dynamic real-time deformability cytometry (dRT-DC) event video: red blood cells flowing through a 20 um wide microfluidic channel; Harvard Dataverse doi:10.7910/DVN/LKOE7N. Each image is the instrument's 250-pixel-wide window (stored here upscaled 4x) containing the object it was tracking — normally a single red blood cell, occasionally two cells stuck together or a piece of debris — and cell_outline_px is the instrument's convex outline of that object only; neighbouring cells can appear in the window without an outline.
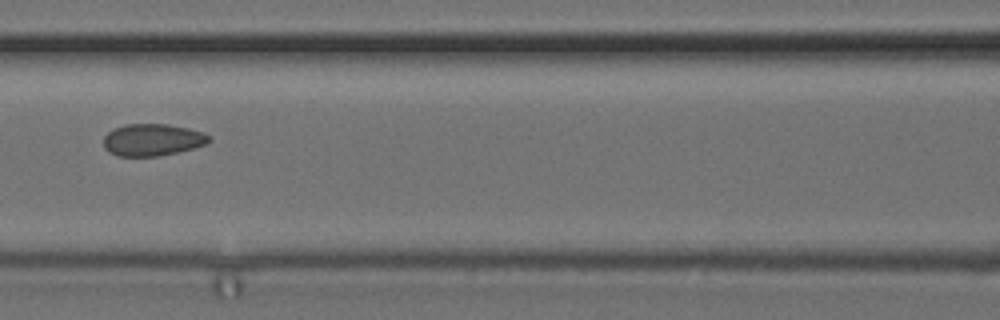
{"species": "common noctule bat (a hibernating species)", "species_latin": "Nyctalus noctula", "temperature_condition": "cold", "stored_images_in_passage": 9, "camera_frame_rate_fps": 3000, "um_per_image_px": 0.085, "animal": {"sex": "female", "body_mass_g": 24.6, "forearm_length_mm": 56.2}, "frame": {"image": 1, "passage_image": 6, "time_ms": 1.667, "image_size_px": [1000, 320], "cell_outline_px": [[212, 140], [208, 144], [160, 156], [116, 156], [108, 152], [104, 148], [104, 136], [108, 132], [124, 124], [168, 124], [188, 128], [204, 132], [212, 136]], "centroid_in_image_um": [12.98, 11.88], "position_along_channel_um": 153.6, "area_um2": 19.88}}
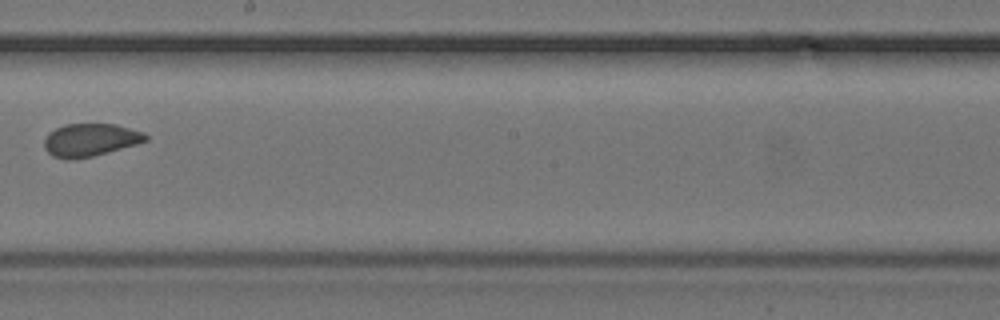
{"frame": {"image": 2, "passage_image": 8, "time_ms": 2.333, "image_size_px": [1000, 320], "cell_outline_px": [[148, 140], [136, 144], [92, 156], [52, 156], [44, 148], [44, 140], [48, 132], [64, 124], [116, 124], [144, 132], [148, 136]], "centroid_in_image_um": [7.7, 11.84], "position_along_channel_um": 240.5, "area_um2": 18.79}}
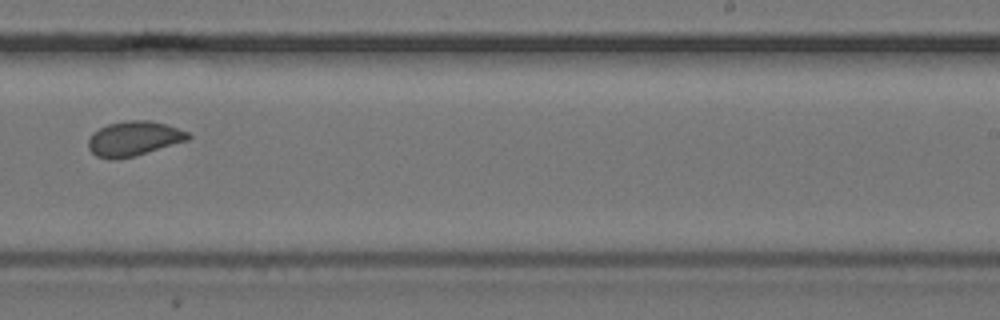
{"frame": {"image": 3, "passage_image": 9, "time_ms": 2.667, "image_size_px": [1000, 320], "cell_outline_px": [[192, 136], [188, 140], [136, 156], [108, 160], [96, 156], [88, 148], [88, 140], [92, 132], [108, 124], [124, 120], [148, 120], [168, 124], [188, 132]], "centroid_in_image_um": [11.37, 11.78], "position_along_channel_um": 277.6, "area_um2": 20.4}}